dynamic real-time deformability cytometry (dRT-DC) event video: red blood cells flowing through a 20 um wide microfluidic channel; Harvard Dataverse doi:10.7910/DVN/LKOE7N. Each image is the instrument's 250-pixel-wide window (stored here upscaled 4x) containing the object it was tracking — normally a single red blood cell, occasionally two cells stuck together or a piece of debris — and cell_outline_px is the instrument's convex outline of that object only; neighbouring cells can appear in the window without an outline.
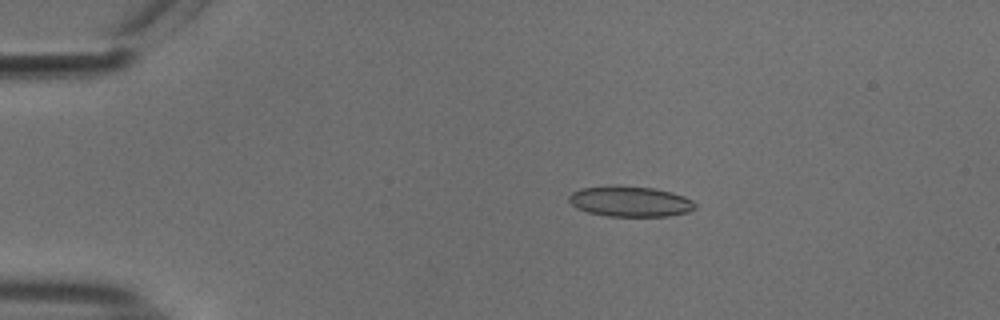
{"species": "common noctule bat (a hibernating species)", "species_latin": "Nyctalus noctula", "temperature_condition": "cold", "stored_images_in_passage": 43, "camera_frame_rate_fps": 3000, "um_per_image_px": 0.085, "animal": {"sex": "male", "body_mass_g": 18.8}, "frame": {"image": 1, "passage_image": 1, "time_ms": 0.0, "image_size_px": [1000, 320], "cell_outline_px": [[696, 208], [688, 212], [668, 216], [608, 216], [588, 212], [576, 208], [568, 200], [568, 196], [572, 192], [580, 188], [616, 184], [620, 184], [652, 188], [672, 192], [684, 196], [692, 200], [696, 204]], "centroid_in_image_um": [53.54, 17.1], "position_along_channel_um": 31.5, "area_um2": 22.77}}
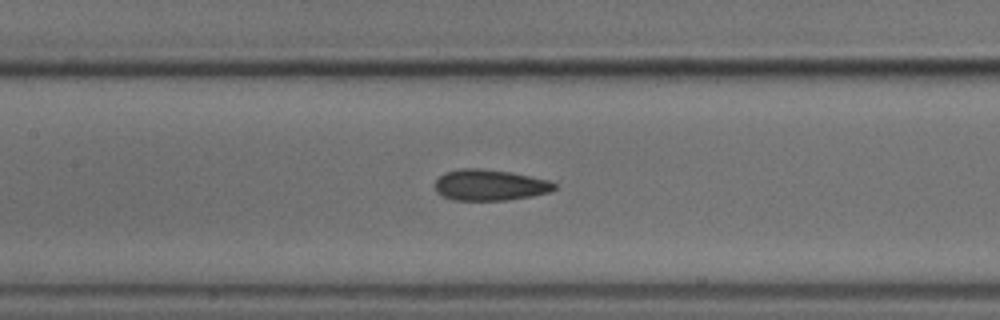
{"frame": {"image": 2, "passage_image": 16, "time_ms": 5.0, "image_size_px": [1000, 320], "cell_outline_px": [[556, 188], [548, 192], [532, 196], [504, 200], [452, 200], [440, 196], [436, 192], [436, 180], [444, 172], [460, 168], [480, 168], [512, 172], [548, 180], [556, 184]], "centroid_in_image_um": [41.6, 15.72], "position_along_channel_um": 165.8, "area_um2": 21.68}}
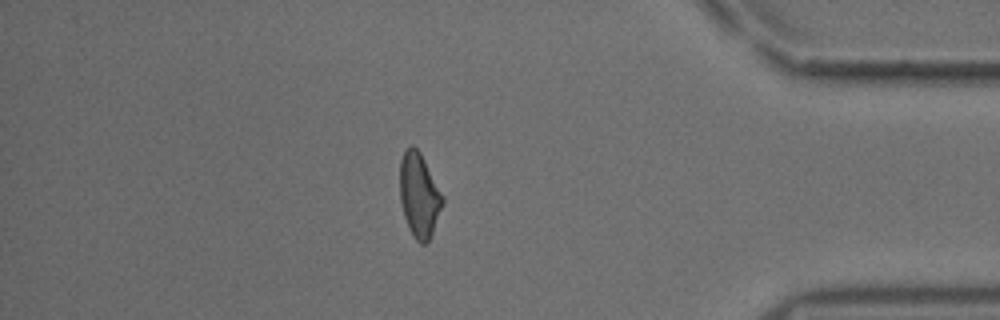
{"frame": {"image": 3, "passage_image": 37, "time_ms": 12.0, "image_size_px": [1000, 320], "cell_outline_px": [[444, 204], [432, 232], [428, 240], [424, 244], [420, 244], [416, 240], [404, 216], [400, 200], [400, 160], [404, 152], [412, 144], [420, 152], [444, 196]], "centroid_in_image_um": [35.64, 16.57], "position_along_channel_um": 399.6, "area_um2": 20.75}}